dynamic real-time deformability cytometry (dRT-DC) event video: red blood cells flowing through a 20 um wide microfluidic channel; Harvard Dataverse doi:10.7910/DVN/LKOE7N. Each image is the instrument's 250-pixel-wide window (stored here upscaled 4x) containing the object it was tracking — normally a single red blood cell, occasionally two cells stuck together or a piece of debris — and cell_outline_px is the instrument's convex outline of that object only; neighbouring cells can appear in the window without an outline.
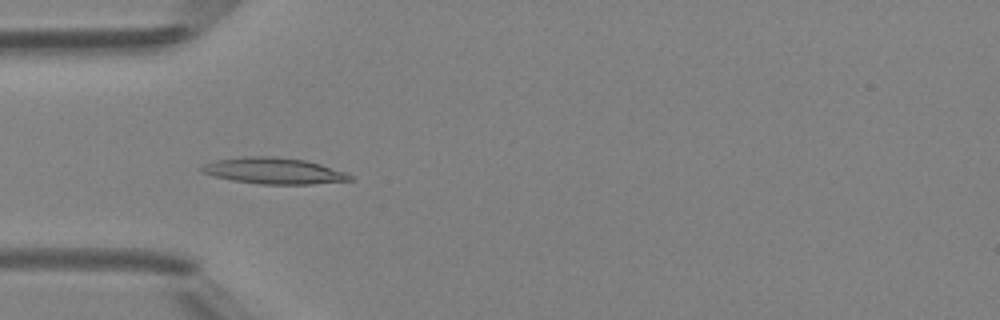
{"species": "Egyptian fruit bat (a non-hibernating species)", "species_latin": "Rousettus aegyptiacus", "temperature_condition": "room temperature", "stored_images_in_passage": 34, "camera_frame_rate_fps": 3000, "um_per_image_px": 0.085, "animal": {"sex": "female"}, "frame": {"image": 1, "passage_image": 1, "time_ms": 0.0, "image_size_px": [1000, 320], "cell_outline_px": [[352, 180], [312, 184], [260, 184], [232, 180], [200, 172], [200, 168], [204, 164], [216, 160], [244, 156], [276, 156], [304, 160], [320, 164], [348, 172], [352, 176]], "centroid_in_image_um": [23.29, 14.51], "position_along_channel_um": 61.7, "area_um2": 22.66}}
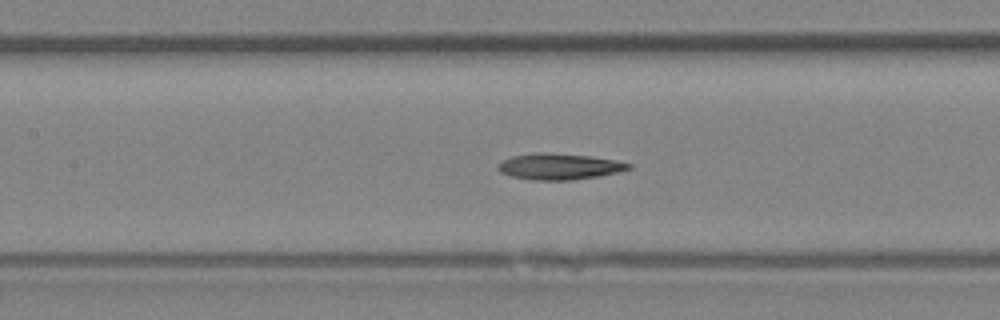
{"frame": {"image": 2, "passage_image": 8, "time_ms": 2.333, "image_size_px": [1000, 320], "cell_outline_px": [[632, 168], [616, 172], [596, 176], [572, 180], [532, 180], [512, 176], [500, 172], [496, 168], [496, 164], [512, 156], [536, 152], [548, 152], [592, 156], [616, 160], [632, 164]], "centroid_in_image_um": [47.5, 14.14], "position_along_channel_um": 159.9, "area_um2": 19.94}}
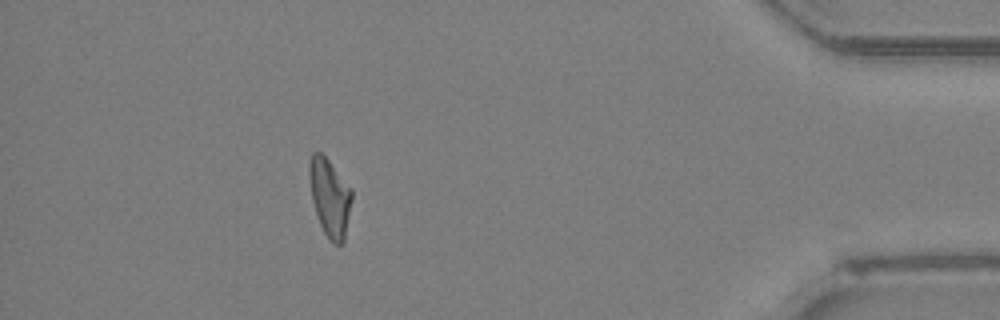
{"frame": {"image": 3, "passage_image": 29, "time_ms": 9.333, "image_size_px": [1000, 320], "cell_outline_px": [[352, 200], [344, 240], [340, 244], [332, 244], [324, 232], [320, 224], [312, 200], [308, 176], [308, 164], [312, 152], [320, 152], [328, 160], [352, 188]], "centroid_in_image_um": [28.02, 16.76], "position_along_channel_um": 407.2, "area_um2": 19.31}, "authors_computed_cell_mechanics": {"area_um2": 19.4786, "velocity_mm_per_s": 4.295, "shape_relaxation_time_tau1_ms": 8.3057, "shape_relaxation_time_tau2_ms": null, "deformation_change_tau1": 0.2274, "deformation_change_tau2": null}}